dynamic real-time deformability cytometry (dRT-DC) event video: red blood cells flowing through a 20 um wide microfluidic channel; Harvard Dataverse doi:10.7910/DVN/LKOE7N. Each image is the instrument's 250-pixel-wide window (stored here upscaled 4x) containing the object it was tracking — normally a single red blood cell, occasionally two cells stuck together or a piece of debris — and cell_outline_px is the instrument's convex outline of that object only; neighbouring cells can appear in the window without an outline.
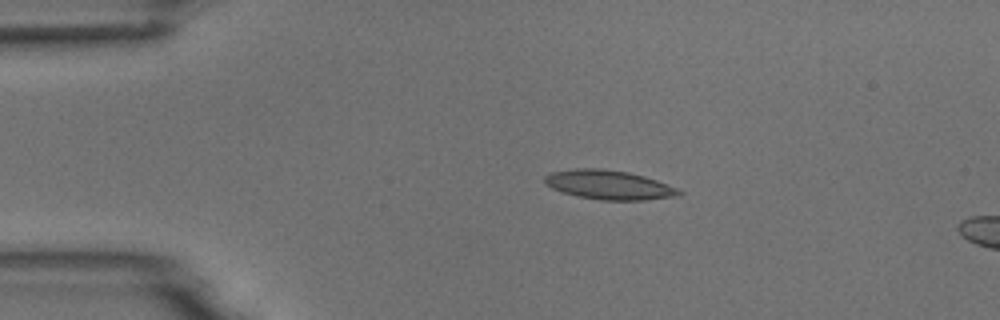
{"species": "common noctule bat (a hibernating species)", "species_latin": "Nyctalus noctula", "temperature_condition": "room temperature", "stored_images_in_passage": 6, "camera_frame_rate_fps": 3000, "um_per_image_px": 0.085, "animal": {"sex": "male", "body_mass_g": 18.8}, "frame": {"image": 1, "passage_image": 4, "time_ms": 3.333, "image_size_px": [1000, 320], "cell_outline_px": [[684, 192], [680, 196], [644, 200], [600, 200], [576, 196], [552, 188], [544, 184], [544, 176], [552, 172], [576, 168], [596, 168], [628, 172], [644, 176], [680, 188]], "centroid_in_image_um": [51.8, 15.72], "position_along_channel_um": 33.2, "area_um2": 23.0}}